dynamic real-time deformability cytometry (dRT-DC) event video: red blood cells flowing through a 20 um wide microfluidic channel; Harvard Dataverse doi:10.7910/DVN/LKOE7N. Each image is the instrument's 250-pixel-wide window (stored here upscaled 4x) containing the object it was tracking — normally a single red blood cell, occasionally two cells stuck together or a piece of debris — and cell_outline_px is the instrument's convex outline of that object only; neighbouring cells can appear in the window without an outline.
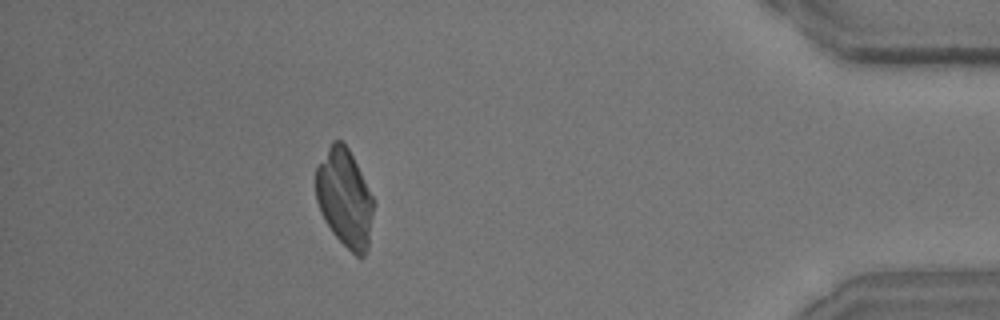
{"species": "common noctule bat (a hibernating species)", "species_latin": "Nyctalus noctula", "temperature_condition": "room temperature", "stored_images_in_passage": 48, "camera_frame_rate_fps": 3000, "um_per_image_px": 0.085, "animal": {"sex": "male", "body_mass_g": 15.6}, "frame": {"image": 1, "passage_image": 43, "time_ms": 14.0, "image_size_px": [1000, 320], "cell_outline_px": [[372, 212], [368, 248], [364, 256], [360, 260], [332, 232], [324, 220], [320, 212], [316, 200], [316, 168], [332, 140], [340, 140], [348, 148], [372, 196]], "centroid_in_image_um": [29.27, 16.85], "position_along_channel_um": 405.9, "area_um2": 32.37}}